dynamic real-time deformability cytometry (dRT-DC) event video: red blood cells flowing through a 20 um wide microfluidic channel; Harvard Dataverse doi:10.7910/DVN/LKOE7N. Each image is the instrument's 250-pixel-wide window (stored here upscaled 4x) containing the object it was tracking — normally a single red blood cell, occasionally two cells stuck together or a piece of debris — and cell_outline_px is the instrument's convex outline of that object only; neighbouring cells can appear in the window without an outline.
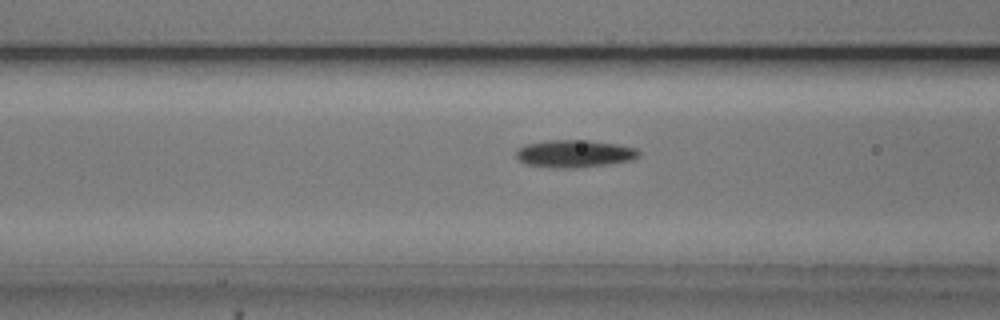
{"species": "common noctule bat (a hibernating species)", "species_latin": "Nyctalus noctula", "temperature_condition": "cold", "stored_images_in_passage": 42, "camera_frame_rate_fps": 3000, "um_per_image_px": 0.085, "animal": {"sex": "male", "body_mass_g": 20.5, "forearm_length_mm": 52.5}, "frame": {"image": 1, "passage_image": 9, "time_ms": 2.667, "image_size_px": [1000, 320], "cell_outline_px": [[640, 156], [632, 160], [604, 164], [564, 168], [556, 168], [524, 164], [516, 156], [516, 152], [524, 144], [548, 140], [588, 140], [616, 144], [636, 148], [640, 152]], "centroid_in_image_um": [48.81, 13.05], "position_along_channel_um": 117.8, "area_um2": 19.42}}
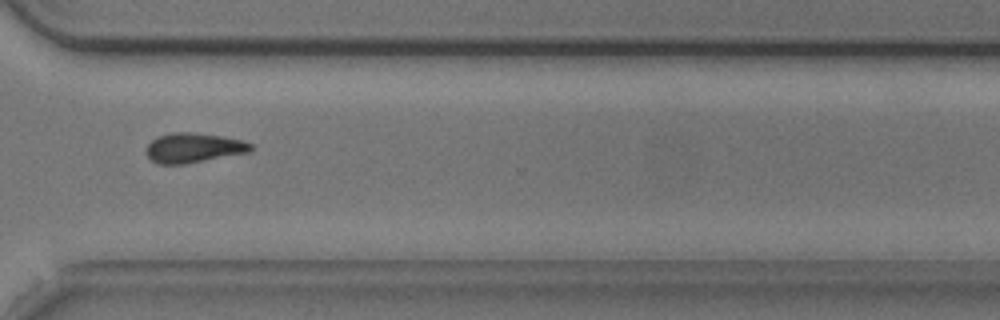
{"frame": {"image": 2, "passage_image": 28, "time_ms": 9.0, "image_size_px": [1000, 320], "cell_outline_px": [[252, 152], [184, 164], [160, 164], [152, 160], [144, 152], [148, 144], [156, 136], [172, 132], [188, 132], [220, 136], [240, 140], [252, 144]], "centroid_in_image_um": [16.43, 12.57], "position_along_channel_um": 354.2, "area_um2": 18.09}}
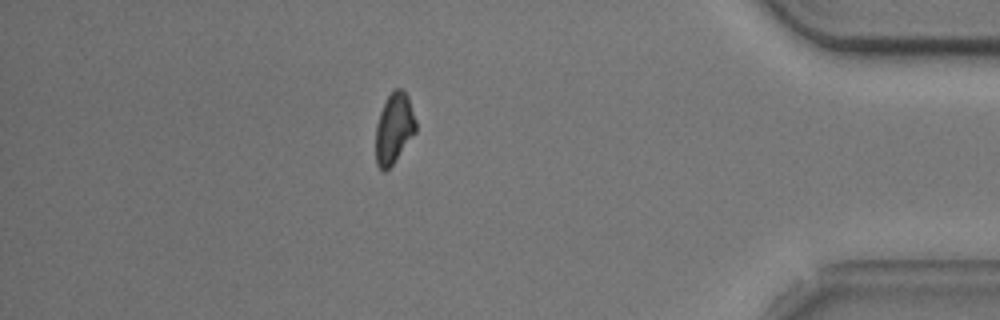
{"frame": {"image": 3, "passage_image": 35, "time_ms": 11.333, "image_size_px": [1000, 320], "cell_outline_px": [[416, 132], [392, 164], [384, 172], [376, 164], [376, 124], [380, 112], [392, 88], [400, 88], [408, 96], [416, 120]], "centroid_in_image_um": [33.49, 10.88], "position_along_channel_um": 401.7, "area_um2": 16.36}, "authors_computed_cell_mechanics": {"area_um2": 18.1781, "velocity_mm_per_s": 3.7343, "shape_relaxation_time_tau1_ms": 2.7606, "shape_relaxation_time_tau2_ms": null, "deformation_change_tau1": 0.1115, "deformation_change_tau2": null}}